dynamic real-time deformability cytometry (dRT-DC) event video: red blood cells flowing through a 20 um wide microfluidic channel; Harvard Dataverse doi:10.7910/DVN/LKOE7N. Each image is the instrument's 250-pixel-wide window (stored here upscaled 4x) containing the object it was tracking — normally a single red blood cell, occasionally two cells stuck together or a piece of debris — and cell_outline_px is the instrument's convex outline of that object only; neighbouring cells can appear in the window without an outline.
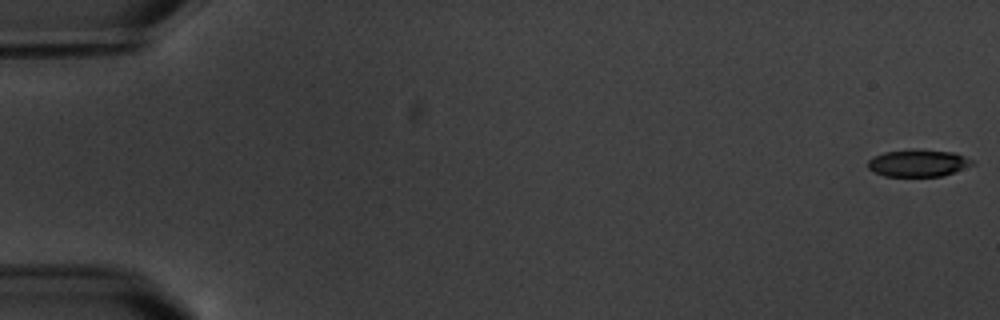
{"species": "common noctule bat (a hibernating species)", "species_latin": "Nyctalus noctula", "temperature_condition": "warm", "stored_images_in_passage": 6, "camera_frame_rate_fps": 3000, "um_per_image_px": 0.085, "animal": {"sex": "male", "body_mass_g": 20.1, "forearm_length_mm": 53.5}, "frame": {"image": 1, "passage_image": 1, "time_ms": 0.0, "image_size_px": [1000, 320], "cell_outline_px": [[976, 164], [944, 176], [884, 176], [868, 168], [868, 160], [872, 156], [884, 152], [912, 148], [916, 148], [956, 152], [972, 160]], "centroid_in_image_um": [78.06, 13.84], "position_along_channel_um": 6.9, "area_um2": 16.88}}